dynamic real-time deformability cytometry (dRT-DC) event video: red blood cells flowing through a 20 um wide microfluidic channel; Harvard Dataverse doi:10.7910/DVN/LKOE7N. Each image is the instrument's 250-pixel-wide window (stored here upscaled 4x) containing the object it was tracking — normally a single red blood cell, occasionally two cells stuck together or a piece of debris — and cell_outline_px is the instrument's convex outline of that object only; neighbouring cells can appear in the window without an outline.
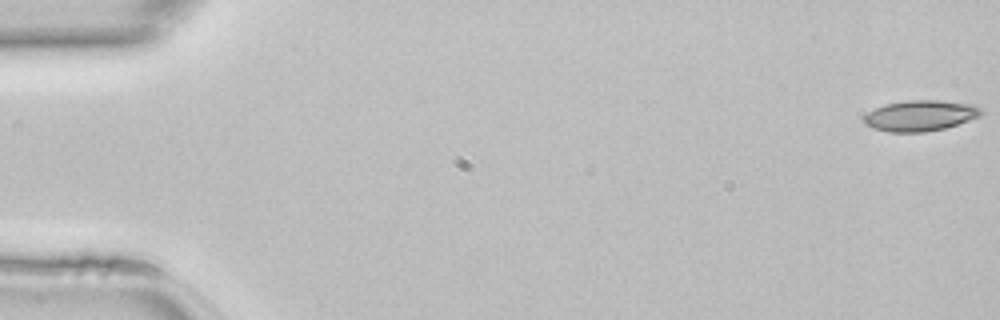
{"species": "common noctule bat (a hibernating species)", "species_latin": "Nyctalus noctula", "temperature_condition": "room temperature", "stored_images_in_passage": 10, "camera_frame_rate_fps": 3000, "um_per_image_px": 0.085, "animal": {"sex": "female", "body_mass_g": 22.7, "forearm_length_mm": 54.2}, "frame": {"image": 1, "passage_image": 1, "time_ms": 0.0, "image_size_px": [1000, 320], "cell_outline_px": [[984, 112], [980, 116], [944, 128], [924, 132], [888, 132], [872, 128], [864, 124], [864, 116], [868, 112], [884, 104], [904, 100], [940, 100], [972, 104], [984, 108]], "centroid_in_image_um": [78.22, 9.82], "position_along_channel_um": 6.8, "area_um2": 21.15}}